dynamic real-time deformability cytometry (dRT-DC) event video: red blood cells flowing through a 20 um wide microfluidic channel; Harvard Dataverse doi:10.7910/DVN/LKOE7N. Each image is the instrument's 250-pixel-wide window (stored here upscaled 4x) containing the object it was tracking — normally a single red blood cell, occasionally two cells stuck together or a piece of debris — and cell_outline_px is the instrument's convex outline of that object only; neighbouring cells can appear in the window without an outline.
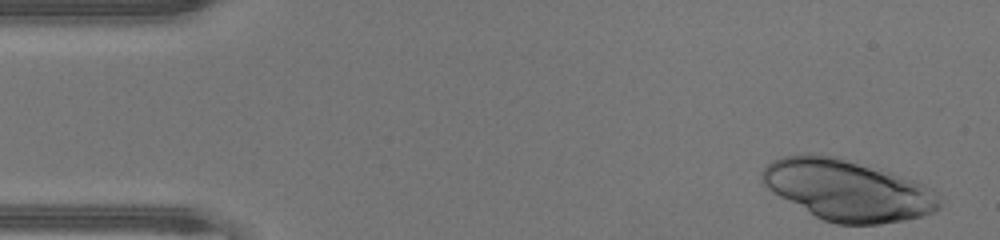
{"species": "human", "species_latin": "Homo sapiens", "temperature_condition": "warm", "stored_images_in_passage": 18, "camera_frame_rate_fps": 3000, "um_per_image_px": 0.085, "donor": {"sex": "male"}, "frame": {"image": 1, "passage_image": 1, "time_ms": 0.0, "image_size_px": [1000, 240], "cell_outline_px": [[940, 208], [932, 212], [920, 216], [904, 220], [880, 224], [836, 224], [824, 220], [816, 216], [772, 192], [760, 180], [760, 172], [772, 160], [784, 156], [804, 152], [816, 152], [840, 156], [880, 168], [892, 172], [924, 184], [932, 188], [940, 200]], "centroid_in_image_um": [72.02, 16.11], "position_along_channel_um": 13.0, "area_um2": 63.52}}